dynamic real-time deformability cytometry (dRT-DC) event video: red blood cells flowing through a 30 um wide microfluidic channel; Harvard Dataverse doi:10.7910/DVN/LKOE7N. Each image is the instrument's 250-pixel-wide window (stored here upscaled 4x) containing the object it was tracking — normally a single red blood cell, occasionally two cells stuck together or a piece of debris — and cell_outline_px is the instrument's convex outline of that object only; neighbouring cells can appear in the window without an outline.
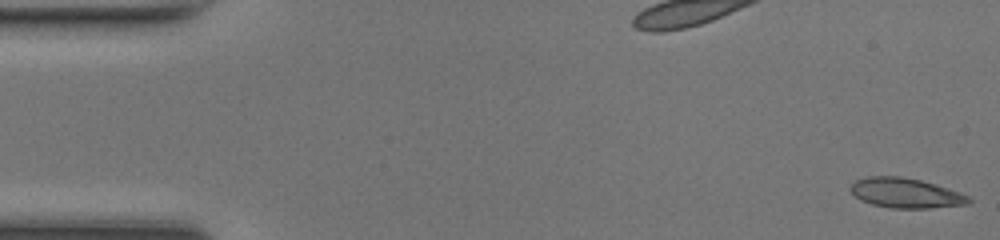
{"species": "common noctule bat (a hibernating species)", "species_latin": "Nyctalus noctula", "temperature_condition": "room temperature", "stored_images_in_passage": 48, "camera_frame_rate_fps": 3000, "um_per_image_px": 0.085, "animal": {"sex": "female", "body_mass_g": 17.0, "forearm_length_mm": 48.0}, "frame": {"image": 1, "passage_image": 1, "time_ms": 0.0, "image_size_px": [1000, 240], "cell_outline_px": [[972, 200], [968, 204], [928, 208], [892, 208], [872, 204], [860, 200], [848, 188], [856, 180], [868, 176], [900, 176], [920, 180], [936, 184], [960, 192], [968, 196]], "centroid_in_image_um": [76.98, 16.4], "position_along_channel_um": 8.0, "area_um2": 20.52}}
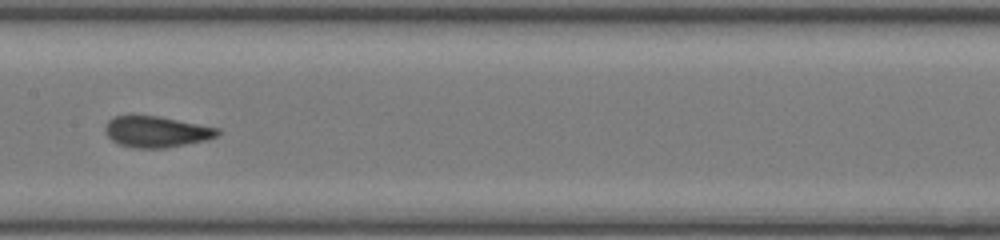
{"frame": {"image": 2, "passage_image": 24, "time_ms": 7.667, "image_size_px": [1000, 240], "cell_outline_px": [[220, 132], [216, 136], [208, 140], [168, 148], [136, 148], [120, 144], [112, 140], [108, 136], [104, 128], [108, 120], [116, 116], [160, 116], [220, 128]], "centroid_in_image_um": [13.34, 11.2], "position_along_channel_um": 194.1, "area_um2": 20.4}}
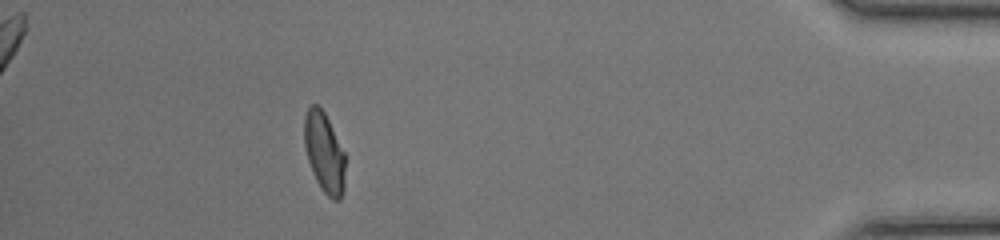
{"frame": {"image": 3, "passage_image": 43, "time_ms": 14.0, "image_size_px": [1000, 240], "cell_outline_px": [[344, 192], [340, 200], [332, 200], [320, 188], [312, 172], [304, 148], [304, 116], [308, 108], [312, 104], [316, 104], [324, 112], [344, 152]], "centroid_in_image_um": [27.55, 12.99], "position_along_channel_um": 407.7, "area_um2": 19.07}, "authors_computed_cell_mechanics": {"area_um2": 20.2878, "velocity_mm_per_s": 4.3053, "shape_relaxation_time_tau1_ms": 7.0972, "shape_relaxation_time_tau2_ms": null, "deformation_change_tau1": 0.206, "deformation_change_tau2": null}}